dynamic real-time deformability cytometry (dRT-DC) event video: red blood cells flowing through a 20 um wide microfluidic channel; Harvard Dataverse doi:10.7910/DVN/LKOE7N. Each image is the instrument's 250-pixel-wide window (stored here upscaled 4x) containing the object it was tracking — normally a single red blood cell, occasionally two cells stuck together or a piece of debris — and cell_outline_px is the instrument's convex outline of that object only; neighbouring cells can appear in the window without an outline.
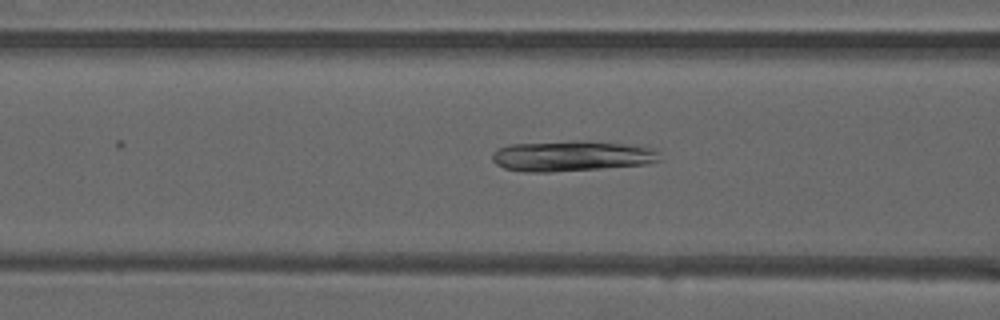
{"species": "common noctule bat (a hibernating species)", "species_latin": "Nyctalus noctula", "temperature_condition": "warm", "stored_images_in_passage": 29, "camera_frame_rate_fps": 3000, "um_per_image_px": 0.085, "animal": {"sex": "male", "forearm_length_mm": 52.5}, "frame": {"image": 1, "passage_image": 5, "time_ms": 1.333, "image_size_px": [1000, 320], "cell_outline_px": [[660, 160], [644, 164], [600, 168], [548, 172], [524, 172], [504, 168], [496, 164], [492, 160], [492, 152], [508, 144], [572, 140], [588, 140], [640, 144], [656, 148]], "centroid_in_image_um": [48.62, 13.23], "position_along_channel_um": 118.0, "area_um2": 30.4}}
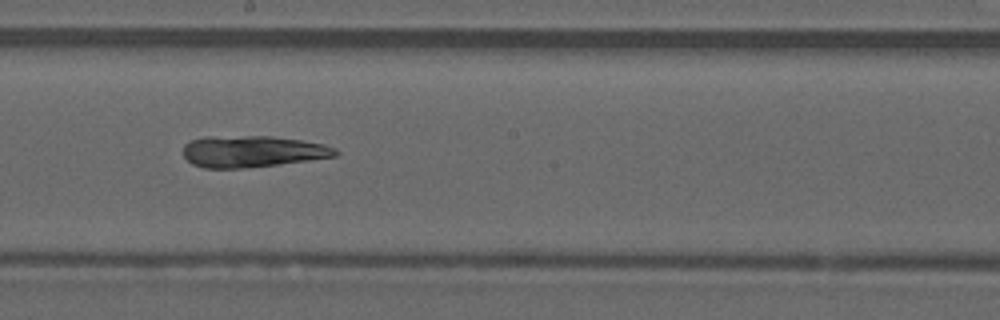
{"frame": {"image": 2, "passage_image": 13, "time_ms": 4.0, "image_size_px": [1000, 320], "cell_outline_px": [[340, 152], [336, 156], [308, 160], [276, 164], [240, 168], [204, 168], [192, 164], [184, 156], [184, 144], [192, 140], [204, 136], [272, 136], [300, 140], [324, 144], [336, 148]], "centroid_in_image_um": [21.44, 12.86], "position_along_channel_um": 226.8, "area_um2": 27.86}}
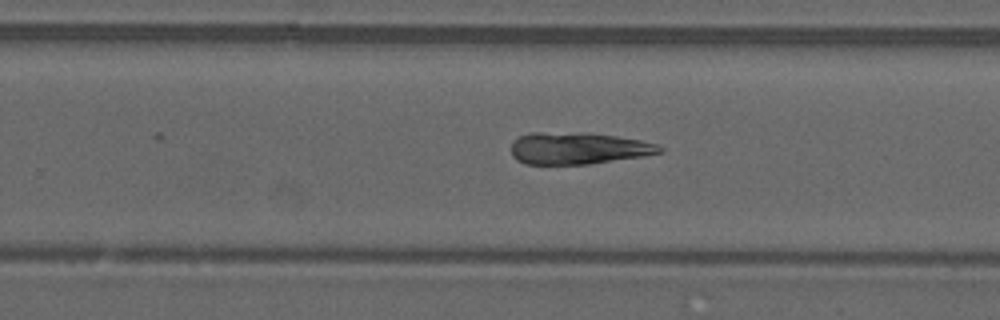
{"frame": {"image": 3, "passage_image": 17, "time_ms": 5.333, "image_size_px": [1000, 320], "cell_outline_px": [[664, 152], [644, 156], [588, 164], [524, 164], [516, 160], [512, 156], [512, 144], [520, 136], [528, 132], [580, 132], [616, 136], [640, 140], [656, 144], [664, 148]], "centroid_in_image_um": [49.14, 12.6], "position_along_channel_um": 280.7, "area_um2": 27.69}}